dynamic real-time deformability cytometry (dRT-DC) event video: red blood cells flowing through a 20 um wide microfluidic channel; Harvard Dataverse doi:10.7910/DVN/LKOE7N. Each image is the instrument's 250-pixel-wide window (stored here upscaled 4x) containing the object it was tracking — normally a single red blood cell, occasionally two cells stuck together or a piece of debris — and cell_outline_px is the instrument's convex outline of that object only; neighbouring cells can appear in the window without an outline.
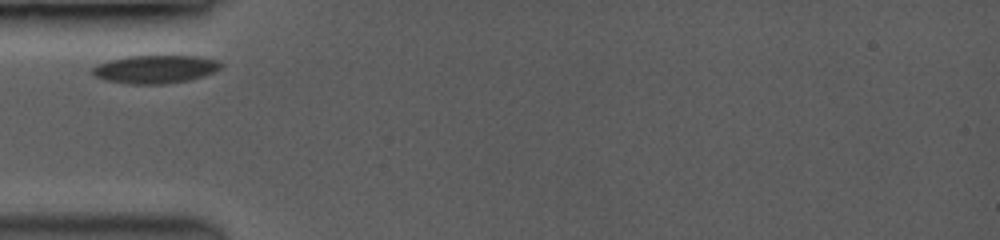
{"species": "common noctule bat (a hibernating species)", "species_latin": "Nyctalus noctula", "temperature_condition": "room temperature", "stored_images_in_passage": 14, "camera_frame_rate_fps": 3500, "um_per_image_px": 0.085, "animal": {"sex": "female", "body_mass_g": 19.0, "forearm_length_mm": 53.3}, "frame": {"image": 1, "passage_image": 1, "time_ms": 0.0, "image_size_px": [1000, 240], "cell_outline_px": [[224, 64], [220, 68], [212, 72], [188, 80], [164, 84], [132, 84], [108, 80], [92, 76], [88, 72], [92, 68], [108, 60], [128, 56], [200, 56], [220, 60]], "centroid_in_image_um": [13.18, 5.87], "position_along_channel_um": 71.8, "area_um2": 21.04}}
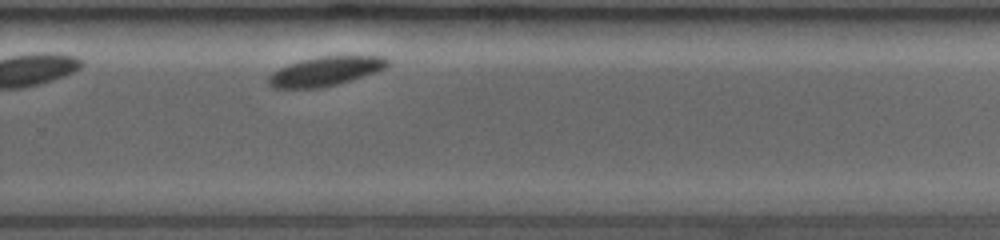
{"frame": {"image": 2, "passage_image": 14, "time_ms": 6.286, "image_size_px": [1000, 240], "cell_outline_px": [[388, 64], [384, 68], [376, 72], [336, 84], [316, 88], [276, 88], [268, 84], [268, 76], [272, 72], [280, 68], [304, 60], [320, 56], [380, 56], [388, 60]], "centroid_in_image_um": [27.64, 6.06], "position_along_channel_um": 302.2, "area_um2": 19.71}}